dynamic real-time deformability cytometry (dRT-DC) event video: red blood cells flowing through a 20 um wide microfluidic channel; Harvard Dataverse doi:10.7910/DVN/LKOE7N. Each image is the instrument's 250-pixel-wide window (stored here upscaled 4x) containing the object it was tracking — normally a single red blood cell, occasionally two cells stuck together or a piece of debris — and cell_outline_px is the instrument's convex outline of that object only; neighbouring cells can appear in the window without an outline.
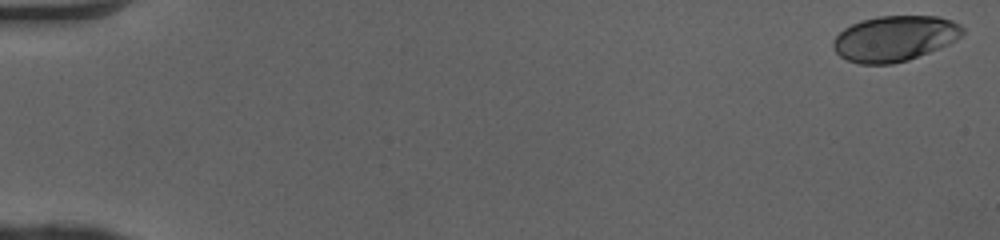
{"species": "human", "species_latin": "Homo sapiens", "temperature_condition": "cold", "stored_images_in_passage": 51, "camera_frame_rate_fps": 3000, "um_per_image_px": 0.085, "donor": {"sex": "female"}, "frame": {"image": 1, "passage_image": 1, "time_ms": 0.0, "image_size_px": [1000, 240], "cell_outline_px": [[964, 32], [956, 40], [940, 48], [908, 60], [892, 64], [860, 64], [848, 60], [840, 56], [836, 52], [832, 44], [832, 40], [844, 28], [860, 20], [876, 16], [940, 16], [952, 20], [960, 24], [964, 28]], "centroid_in_image_um": [76.05, 3.26], "position_along_channel_um": 8.9, "area_um2": 34.51}}
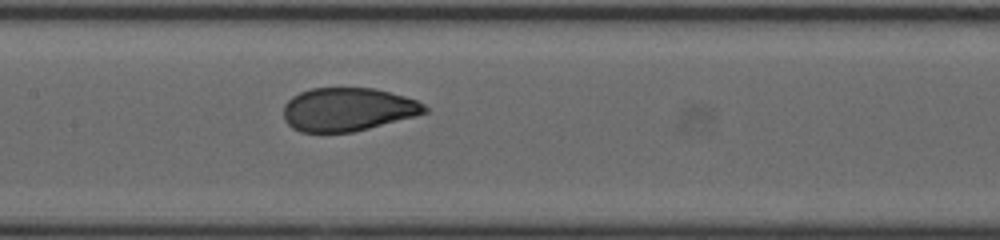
{"frame": {"image": 2, "passage_image": 26, "time_ms": 8.333, "image_size_px": [1000, 240], "cell_outline_px": [[428, 112], [416, 116], [352, 132], [300, 132], [292, 128], [284, 120], [284, 104], [292, 96], [300, 92], [312, 88], [372, 88], [404, 96], [416, 100], [424, 104], [428, 108]], "centroid_in_image_um": [29.54, 9.3], "position_along_channel_um": 177.9, "area_um2": 35.6}}
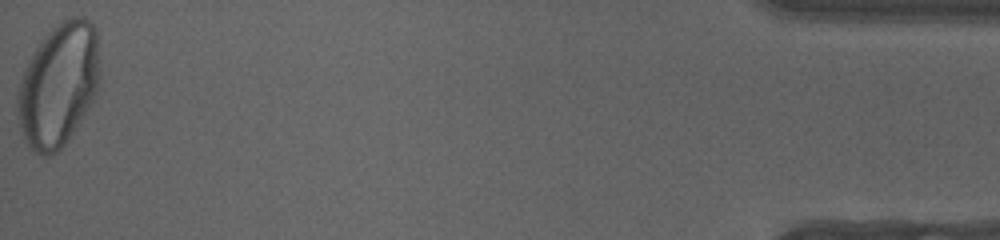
{"frame": {"image": 3, "passage_image": 51, "time_ms": 16.667, "image_size_px": [1000, 240], "cell_outline_px": [[100, 88], [92, 104], [68, 140], [56, 152], [48, 156], [44, 156], [36, 152], [24, 140], [20, 128], [16, 112], [16, 100], [24, 68], [36, 48], [44, 36], [56, 24], [72, 16], [84, 16], [96, 28]], "centroid_in_image_um": [4.98, 7.22], "position_along_channel_um": 430.2, "area_um2": 59.48}, "authors_computed_cell_mechanics": {"area_um2": 36.5296, "velocity_mm_per_s": 4.0744, "shape_relaxation_time_tau1_ms": 3.7038, "shape_relaxation_time_tau2_ms": null, "deformation_change_tau1": 0.1735, "deformation_change_tau2": null}}